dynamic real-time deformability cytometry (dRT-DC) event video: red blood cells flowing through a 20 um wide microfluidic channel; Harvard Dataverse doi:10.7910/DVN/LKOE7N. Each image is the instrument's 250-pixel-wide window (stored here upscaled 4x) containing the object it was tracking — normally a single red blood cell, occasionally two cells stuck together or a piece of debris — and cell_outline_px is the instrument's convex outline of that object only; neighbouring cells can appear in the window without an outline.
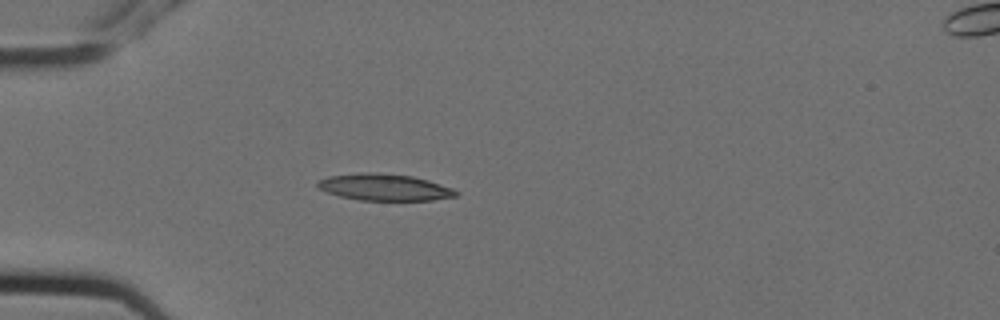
{"species": "Egyptian fruit bat (a non-hibernating species)", "species_latin": "Rousettus aegyptiacus", "temperature_condition": "cold", "stored_images_in_passage": 2, "camera_frame_rate_fps": 3000, "um_per_image_px": 0.085, "animal": {"sex": "female"}, "frame": {"image": 1, "passage_image": 1, "time_ms": 0.0, "image_size_px": [1000, 320], "cell_outline_px": [[460, 192], [456, 196], [432, 200], [360, 200], [340, 196], [328, 192], [320, 188], [316, 184], [320, 180], [328, 176], [360, 172], [380, 172], [412, 176], [428, 180], [452, 188]], "centroid_in_image_um": [32.69, 15.9], "position_along_channel_um": 52.3, "area_um2": 21.44}}